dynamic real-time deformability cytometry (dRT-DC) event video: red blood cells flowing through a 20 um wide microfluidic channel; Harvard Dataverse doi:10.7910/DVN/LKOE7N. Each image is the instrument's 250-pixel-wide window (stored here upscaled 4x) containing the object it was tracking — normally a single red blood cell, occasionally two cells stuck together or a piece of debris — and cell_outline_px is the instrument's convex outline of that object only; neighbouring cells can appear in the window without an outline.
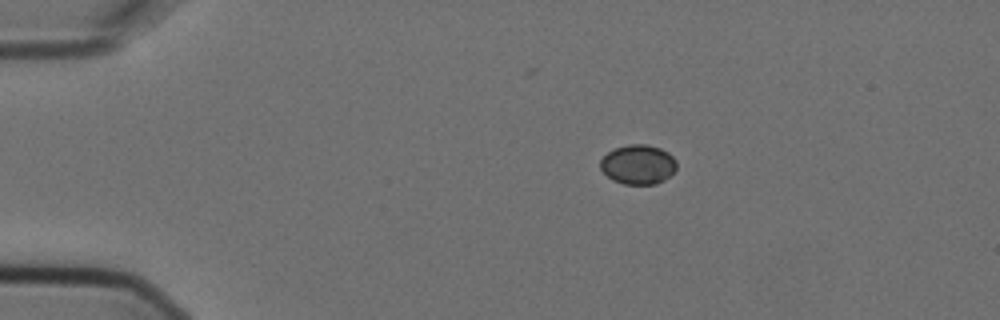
{"species": "Egyptian fruit bat (a non-hibernating species)", "species_latin": "Rousettus aegyptiacus", "temperature_condition": "cold", "stored_images_in_passage": 5, "camera_frame_rate_fps": 3000, "um_per_image_px": 0.085, "animal": {"sex": "female"}, "frame": {"image": 1, "passage_image": 2, "time_ms": 0.333, "image_size_px": [1000, 320], "cell_outline_px": [[676, 168], [664, 180], [656, 184], [624, 184], [612, 180], [600, 168], [600, 160], [608, 152], [616, 148], [628, 144], [648, 144], [660, 148], [668, 152], [676, 160]], "centroid_in_image_um": [54.24, 13.97], "position_along_channel_um": 30.8, "area_um2": 17.51}}
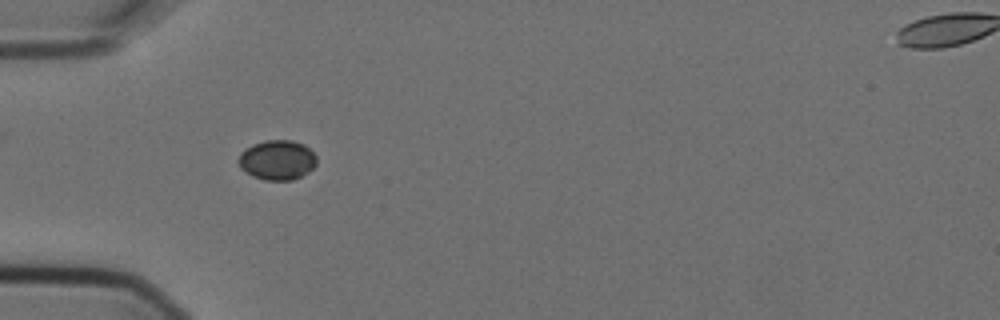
{"frame": {"image": 2, "passage_image": 4, "time_ms": 1.0, "image_size_px": [1000, 320], "cell_outline_px": [[316, 164], [308, 172], [292, 180], [264, 180], [252, 176], [240, 168], [236, 160], [240, 152], [244, 148], [252, 144], [264, 140], [292, 140], [304, 144], [316, 156]], "centroid_in_image_um": [23.51, 13.59], "position_along_channel_um": 61.5, "area_um2": 18.32}}
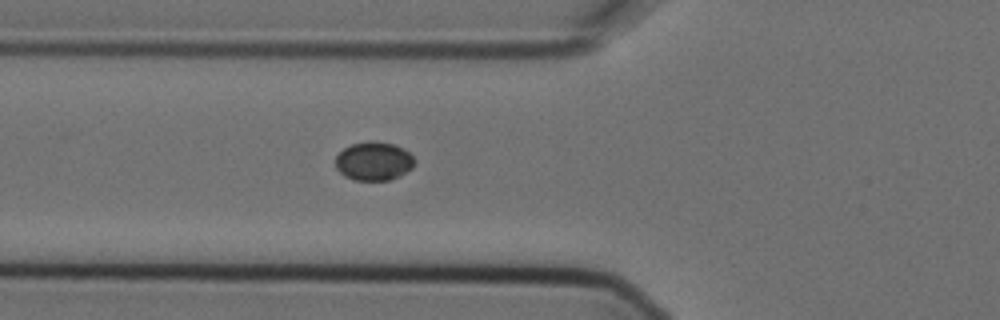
{"frame": {"image": 3, "passage_image": 5, "time_ms": 1.333, "image_size_px": [1000, 320], "cell_outline_px": [[416, 160], [412, 168], [400, 176], [388, 180], [356, 180], [344, 176], [336, 168], [336, 156], [344, 148], [352, 144], [392, 144], [404, 148]], "centroid_in_image_um": [31.79, 13.75], "position_along_channel_um": 94.0, "area_um2": 17.22}}